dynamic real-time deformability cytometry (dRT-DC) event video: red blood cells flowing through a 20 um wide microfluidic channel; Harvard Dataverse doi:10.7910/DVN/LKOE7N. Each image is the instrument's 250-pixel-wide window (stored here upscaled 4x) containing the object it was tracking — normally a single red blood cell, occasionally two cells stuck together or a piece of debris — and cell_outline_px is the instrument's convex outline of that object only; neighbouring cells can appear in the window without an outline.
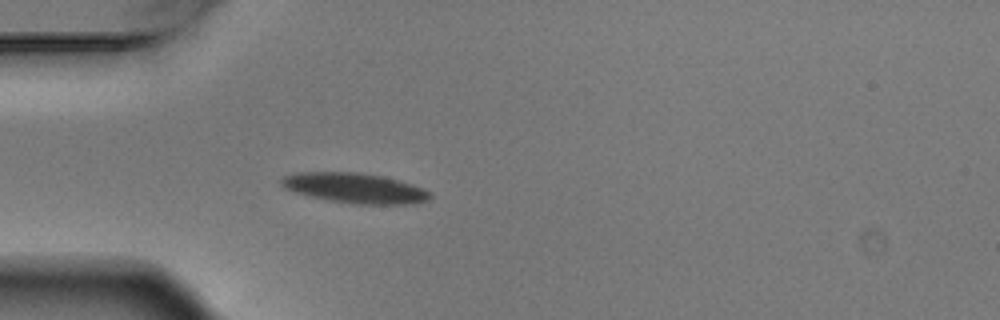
{"species": "Egyptian fruit bat (a non-hibernating species)", "species_latin": "Rousettus aegyptiacus", "temperature_condition": "warm", "stored_images_in_passage": 4, "camera_frame_rate_fps": 3000, "um_per_image_px": 0.085, "animal": {"sex": "male"}, "frame": {"image": 1, "passage_image": 4, "time_ms": 1.0, "image_size_px": [1000, 320], "cell_outline_px": [[432, 196], [428, 200], [416, 204], [352, 204], [328, 200], [308, 196], [284, 188], [280, 184], [280, 180], [284, 176], [296, 172], [356, 172], [380, 176], [412, 184], [424, 188], [432, 192]], "centroid_in_image_um": [30.17, 15.99], "position_along_channel_um": 54.8, "area_um2": 26.18}}